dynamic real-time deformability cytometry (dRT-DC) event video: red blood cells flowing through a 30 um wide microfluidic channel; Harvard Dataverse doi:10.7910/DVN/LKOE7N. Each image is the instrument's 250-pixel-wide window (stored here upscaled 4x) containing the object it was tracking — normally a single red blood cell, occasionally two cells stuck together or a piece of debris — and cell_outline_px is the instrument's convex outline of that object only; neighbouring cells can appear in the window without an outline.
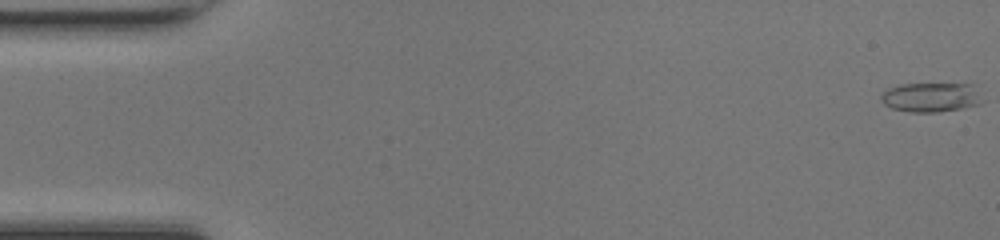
{"species": "common noctule bat (a hibernating species)", "species_latin": "Nyctalus noctula", "temperature_condition": "room temperature", "stored_images_in_passage": 49, "camera_frame_rate_fps": 3000, "um_per_image_px": 0.085, "animal": {"sex": "female", "body_mass_g": 17.0, "forearm_length_mm": 48.0}, "frame": {"image": 1, "passage_image": 1, "time_ms": 0.0, "image_size_px": [1000, 240], "cell_outline_px": [[984, 100], [980, 104], [960, 108], [936, 112], [912, 112], [892, 108], [884, 104], [880, 100], [880, 96], [888, 88], [900, 84], [972, 84]], "centroid_in_image_um": [79.12, 8.26], "position_along_channel_um": 5.9, "area_um2": 17.28}}
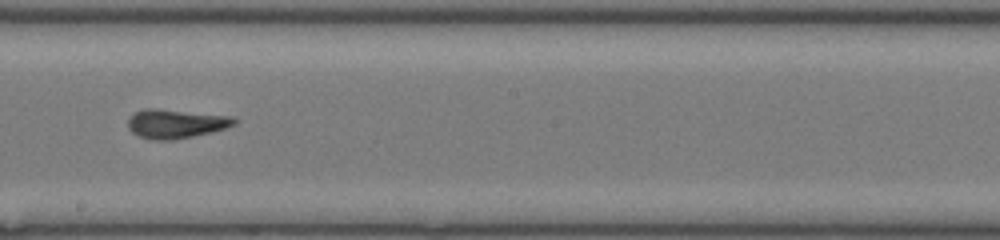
{"frame": {"image": 2, "passage_image": 28, "time_ms": 9.0, "image_size_px": [1000, 240], "cell_outline_px": [[236, 124], [212, 132], [172, 140], [152, 140], [140, 136], [132, 132], [128, 128], [128, 120], [136, 112], [144, 108], [156, 108], [232, 116], [236, 120]], "centroid_in_image_um": [14.93, 10.51], "position_along_channel_um": 233.3, "area_um2": 17.86}}
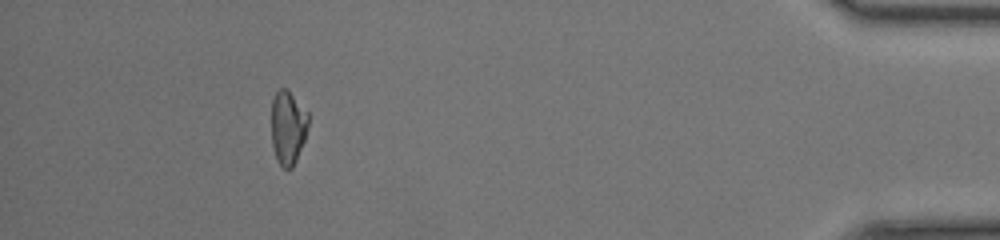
{"frame": {"image": 3, "passage_image": 45, "time_ms": 14.667, "image_size_px": [1000, 240], "cell_outline_px": [[308, 124], [304, 140], [296, 160], [292, 168], [284, 168], [276, 160], [272, 144], [272, 100], [276, 92], [280, 88], [288, 88], [308, 112]], "centroid_in_image_um": [24.47, 10.8], "position_along_channel_um": 410.7, "area_um2": 15.9}, "authors_computed_cell_mechanics": {"area_um2": 17.3978, "velocity_mm_per_s": 4.2703, "shape_relaxation_time_tau1_ms": 7.3777, "shape_relaxation_time_tau2_ms": 0.4913, "deformation_change_tau1": 0.2539, "deformation_change_tau2": 0.094}}